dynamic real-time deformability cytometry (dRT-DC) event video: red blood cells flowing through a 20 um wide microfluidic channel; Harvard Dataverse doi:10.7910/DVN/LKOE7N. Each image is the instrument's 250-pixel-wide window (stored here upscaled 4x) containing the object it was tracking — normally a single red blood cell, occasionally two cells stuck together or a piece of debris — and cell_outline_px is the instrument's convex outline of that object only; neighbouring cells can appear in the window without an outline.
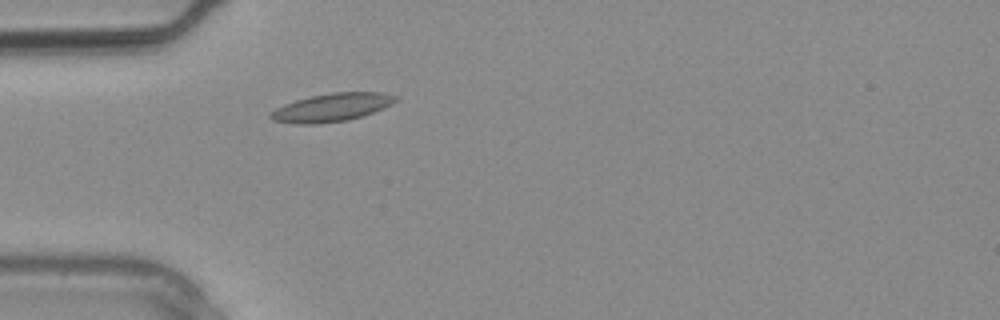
{"species": "common noctule bat (a hibernating species)", "species_latin": "Nyctalus noctula", "temperature_condition": "warm", "stored_images_in_passage": 2, "camera_frame_rate_fps": 3000, "um_per_image_px": 0.085, "animal": {"sex": "male", "body_mass_g": 20.4}, "frame": {"image": 1, "passage_image": 2, "time_ms": 0.333, "image_size_px": [1000, 320], "cell_outline_px": [[400, 96], [392, 104], [384, 108], [348, 120], [316, 124], [296, 124], [272, 120], [268, 116], [268, 112], [284, 104], [296, 100], [312, 96], [332, 92], [384, 92]], "centroid_in_image_um": [28.19, 9.13], "position_along_channel_um": 56.8, "area_um2": 20.58}}